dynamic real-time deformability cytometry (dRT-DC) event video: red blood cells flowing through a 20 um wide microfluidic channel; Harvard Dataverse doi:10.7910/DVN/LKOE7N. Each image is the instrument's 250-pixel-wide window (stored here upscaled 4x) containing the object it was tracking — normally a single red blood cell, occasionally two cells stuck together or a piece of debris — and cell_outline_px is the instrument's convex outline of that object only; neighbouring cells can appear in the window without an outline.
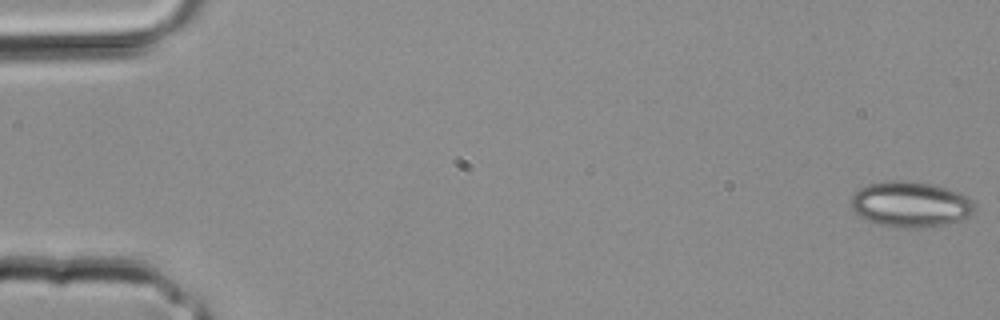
{"species": "common noctule bat (a hibernating species)", "species_latin": "Nyctalus noctula", "temperature_condition": "room temperature", "stored_images_in_passage": 2, "camera_frame_rate_fps": 3000, "um_per_image_px": 0.085, "animal": {"sex": "male", "body_mass_g": 20.4}, "frame": {"image": 1, "passage_image": 1, "time_ms": 0.0, "image_size_px": [1000, 320], "cell_outline_px": [[976, 204], [972, 212], [968, 216], [960, 220], [948, 224], [908, 228], [896, 228], [880, 224], [868, 220], [860, 216], [852, 208], [852, 192], [868, 184], [888, 180], [908, 180], [932, 184], [948, 188], [960, 192], [972, 200]], "centroid_in_image_um": [77.39, 17.35], "position_along_channel_um": 7.6, "area_um2": 32.95}}